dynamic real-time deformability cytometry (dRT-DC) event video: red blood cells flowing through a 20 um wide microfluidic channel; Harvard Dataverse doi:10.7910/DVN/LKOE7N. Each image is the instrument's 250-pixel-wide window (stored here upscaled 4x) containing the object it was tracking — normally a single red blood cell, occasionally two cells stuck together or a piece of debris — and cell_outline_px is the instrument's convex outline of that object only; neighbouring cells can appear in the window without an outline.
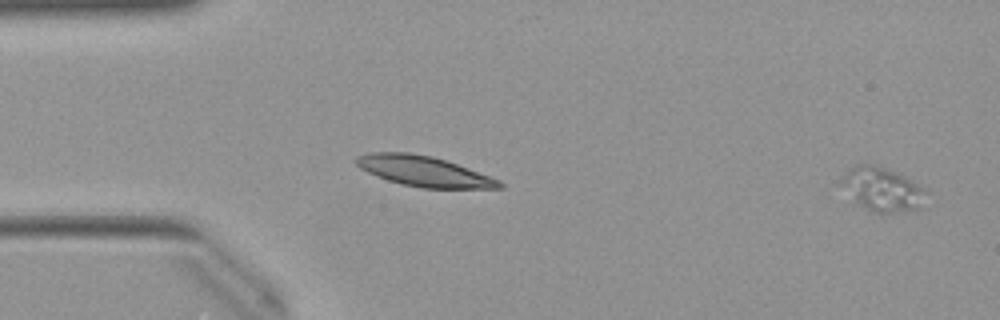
{"species": "Egyptian fruit bat (a non-hibernating species)", "species_latin": "Rousettus aegyptiacus", "temperature_condition": "warm", "stored_images_in_passage": 52, "camera_frame_rate_fps": 3000, "um_per_image_px": 0.085, "animal": {"sex": "female"}, "frame": {"image": 1, "passage_image": 1, "time_ms": 0.0, "image_size_px": [1000, 320], "cell_outline_px": [[924, 192], [920, 208], [912, 212], [880, 216], [856, 204], [840, 184], [840, 176], [856, 164], [876, 164], [896, 172], [912, 180], [924, 188]], "centroid_in_image_um": [74.95, 16.14], "position_along_channel_um": 10.0, "area_um2": 22.31}}
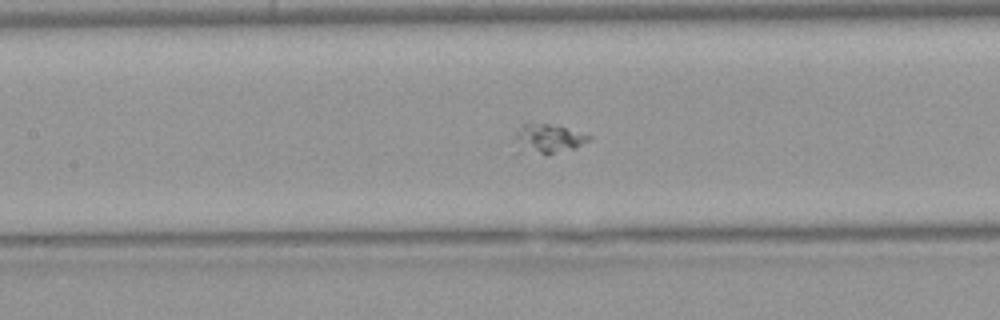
{"frame": {"image": 2, "passage_image": 22, "time_ms": 7.0, "image_size_px": [1000, 320], "cell_outline_px": [[592, 140], [576, 148], [552, 152], [516, 152], [516, 132], [524, 124], [548, 124], [564, 128], [592, 136]], "centroid_in_image_um": [46.6, 11.79], "position_along_channel_um": 160.8, "area_um2": 12.02}}
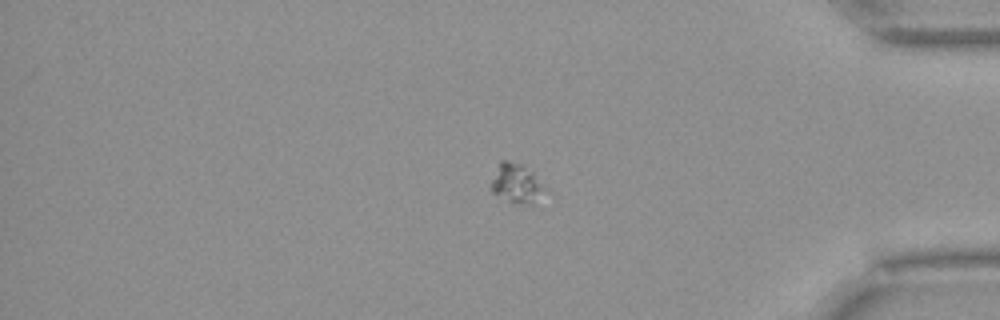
{"frame": {"image": 3, "passage_image": 42, "time_ms": 13.667, "image_size_px": [1000, 320], "cell_outline_px": [[552, 192], [532, 204], [520, 204], [508, 200], [492, 192], [488, 184], [500, 160], [508, 160], [520, 164], [532, 172]], "centroid_in_image_um": [43.96, 15.61], "position_along_channel_um": 391.2, "area_um2": 12.83}}